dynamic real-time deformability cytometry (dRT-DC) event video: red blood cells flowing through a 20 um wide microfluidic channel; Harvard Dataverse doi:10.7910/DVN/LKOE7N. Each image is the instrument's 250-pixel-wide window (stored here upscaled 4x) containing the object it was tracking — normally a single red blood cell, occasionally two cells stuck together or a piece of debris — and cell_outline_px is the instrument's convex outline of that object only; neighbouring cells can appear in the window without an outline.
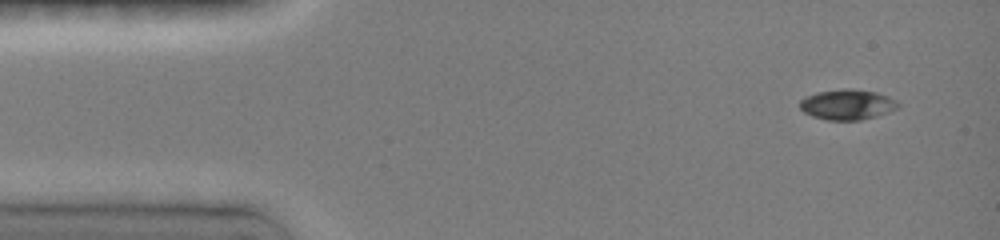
{"species": "common noctule bat (a hibernating species)", "species_latin": "Nyctalus noctula", "temperature_condition": "room temperature", "stored_images_in_passage": 7, "camera_frame_rate_fps": 3000, "um_per_image_px": 0.085, "animal": {"sex": "female", "body_mass_g": 19.0, "forearm_length_mm": 51.5}, "frame": {"image": 1, "passage_image": 2, "time_ms": 0.667, "image_size_px": [1000, 240], "cell_outline_px": [[900, 108], [876, 116], [860, 120], [828, 120], [812, 116], [804, 112], [800, 108], [800, 100], [804, 96], [816, 92], [844, 88], [848, 88], [876, 92], [888, 96], [896, 100], [900, 104]], "centroid_in_image_um": [72.02, 8.88], "position_along_channel_um": 13.0, "area_um2": 17.51}}
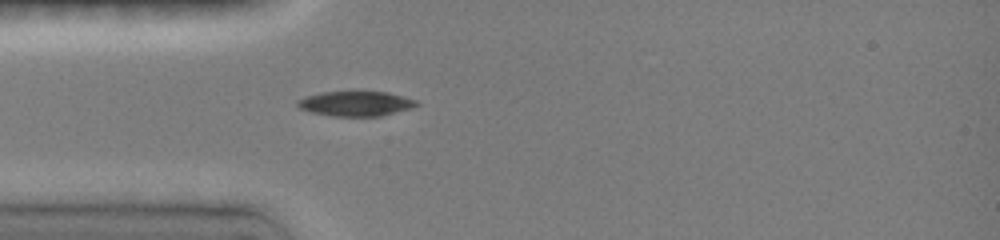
{"frame": {"image": 2, "passage_image": 7, "time_ms": 4.0, "image_size_px": [1000, 240], "cell_outline_px": [[420, 104], [412, 108], [380, 116], [332, 116], [312, 112], [300, 108], [296, 104], [296, 100], [308, 96], [324, 92], [388, 92], [416, 100]], "centroid_in_image_um": [30.26, 8.81], "position_along_channel_um": 54.7, "area_um2": 17.05}}